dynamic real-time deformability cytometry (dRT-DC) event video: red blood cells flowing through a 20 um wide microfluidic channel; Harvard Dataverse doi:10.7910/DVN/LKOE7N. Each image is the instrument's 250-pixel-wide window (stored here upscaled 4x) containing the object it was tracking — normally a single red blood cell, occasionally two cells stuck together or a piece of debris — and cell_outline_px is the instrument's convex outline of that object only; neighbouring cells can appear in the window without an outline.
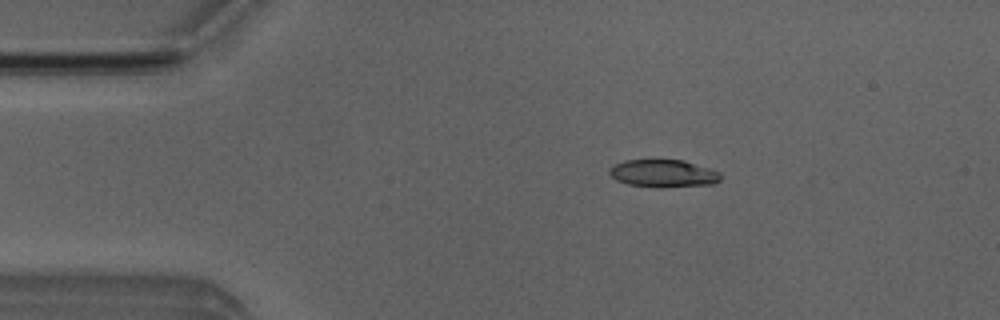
{"species": "Egyptian fruit bat (a non-hibernating species)", "species_latin": "Rousettus aegyptiacus", "temperature_condition": "room temperature", "stored_images_in_passage": 50, "camera_frame_rate_fps": 3000, "um_per_image_px": 0.085, "animal": {"sex": "male"}, "frame": {"image": 1, "passage_image": 8, "time_ms": 2.333, "image_size_px": [1000, 320], "cell_outline_px": [[720, 180], [712, 184], [660, 188], [656, 188], [628, 184], [616, 180], [608, 172], [608, 168], [624, 160], [684, 160], [720, 172]], "centroid_in_image_um": [56.36, 14.75], "position_along_channel_um": 28.6, "area_um2": 17.92}}
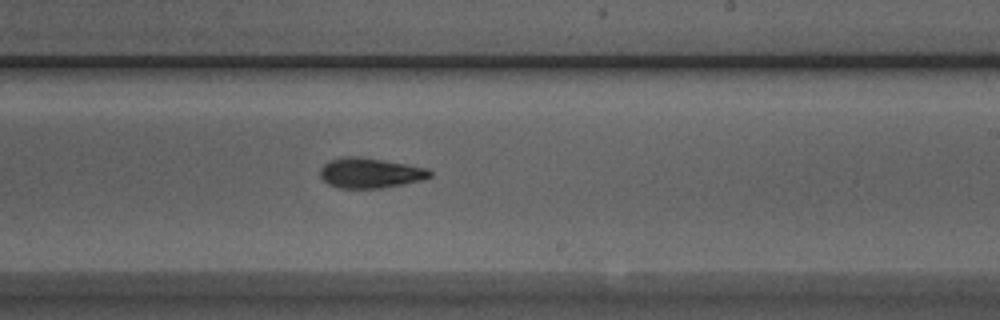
{"frame": {"image": 2, "passage_image": 29, "time_ms": 9.333, "image_size_px": [1000, 320], "cell_outline_px": [[432, 176], [424, 180], [404, 184], [380, 188], [340, 188], [328, 184], [320, 176], [320, 168], [328, 160], [348, 156], [360, 156], [384, 160], [428, 168], [432, 172]], "centroid_in_image_um": [31.48, 14.7], "position_along_channel_um": 257.5, "area_um2": 19.42}}
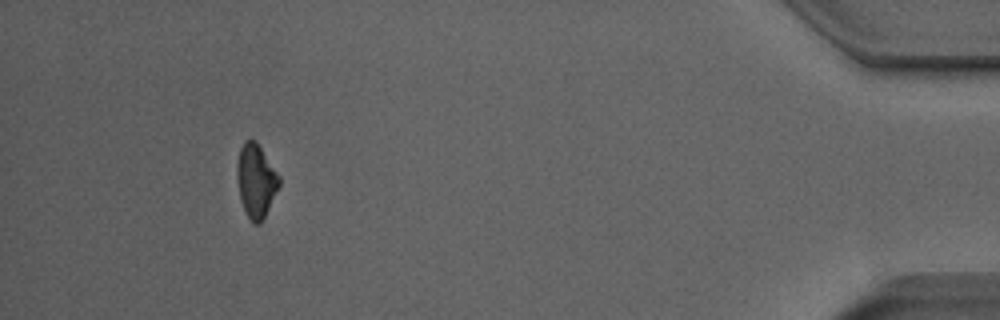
{"frame": {"image": 3, "passage_image": 46, "time_ms": 15.0, "image_size_px": [1000, 320], "cell_outline_px": [[280, 184], [260, 224], [252, 224], [240, 200], [236, 176], [236, 164], [240, 148], [244, 140], [256, 140], [280, 176]], "centroid_in_image_um": [21.74, 15.33], "position_along_channel_um": 413.5, "area_um2": 18.03}, "authors_computed_cell_mechanics": {"area_um2": 18.8428, "velocity_mm_per_s": 4.0045, "shape_relaxation_time_tau1_ms": 5.2734, "shape_relaxation_time_tau2_ms": 3.1129, "deformation_change_tau1": 0.1326, "deformation_change_tau2": 0.1023}}